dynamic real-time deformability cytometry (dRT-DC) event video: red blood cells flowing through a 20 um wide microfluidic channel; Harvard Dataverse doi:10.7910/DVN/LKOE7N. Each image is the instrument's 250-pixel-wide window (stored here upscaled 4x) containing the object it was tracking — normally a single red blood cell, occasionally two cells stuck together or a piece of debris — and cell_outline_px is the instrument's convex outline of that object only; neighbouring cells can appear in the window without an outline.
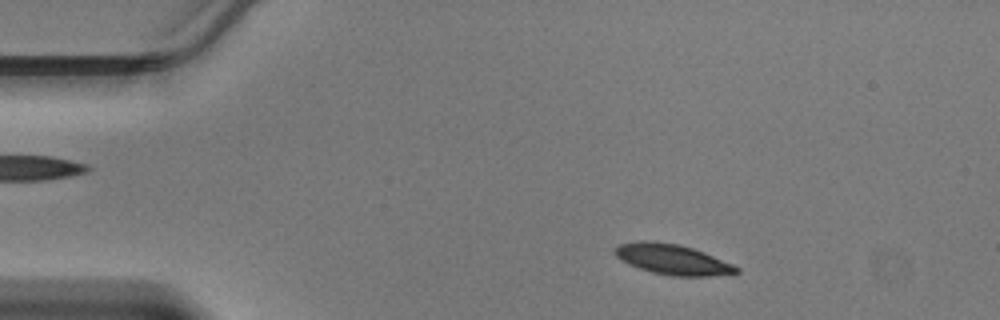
{"species": "Egyptian fruit bat (a non-hibernating species)", "species_latin": "Rousettus aegyptiacus", "temperature_condition": "warm", "stored_images_in_passage": 43, "camera_frame_rate_fps": 3000, "um_per_image_px": 0.085, "animal": {"sex": "male"}, "frame": {"image": 1, "passage_image": 5, "time_ms": 1.333, "image_size_px": [1000, 320], "cell_outline_px": [[740, 272], [708, 276], [672, 276], [652, 272], [640, 268], [616, 256], [612, 252], [612, 248], [620, 244], [640, 240], [644, 240], [680, 244], [704, 252], [732, 264], [740, 268]], "centroid_in_image_um": [57.15, 22.04], "position_along_channel_um": 27.9, "area_um2": 21.27}}
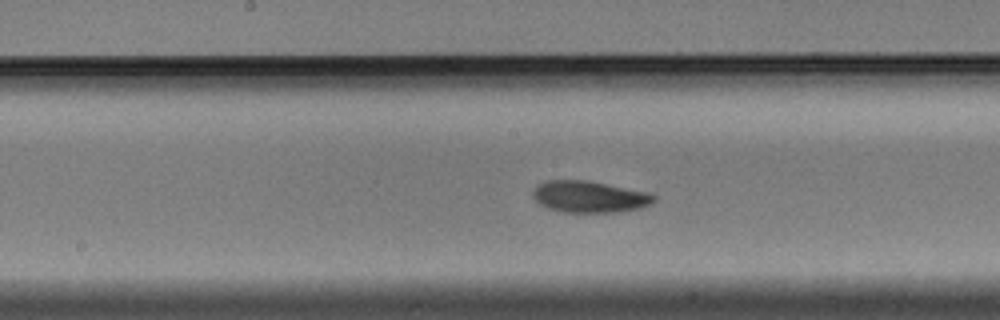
{"frame": {"image": 2, "passage_image": 21, "time_ms": 6.667, "image_size_px": [1000, 320], "cell_outline_px": [[656, 200], [652, 204], [640, 208], [616, 212], [560, 212], [548, 208], [540, 204], [532, 196], [532, 192], [536, 184], [548, 180], [588, 180], [648, 192], [656, 196]], "centroid_in_image_um": [50.09, 16.72], "position_along_channel_um": 198.1, "area_um2": 22.48}}
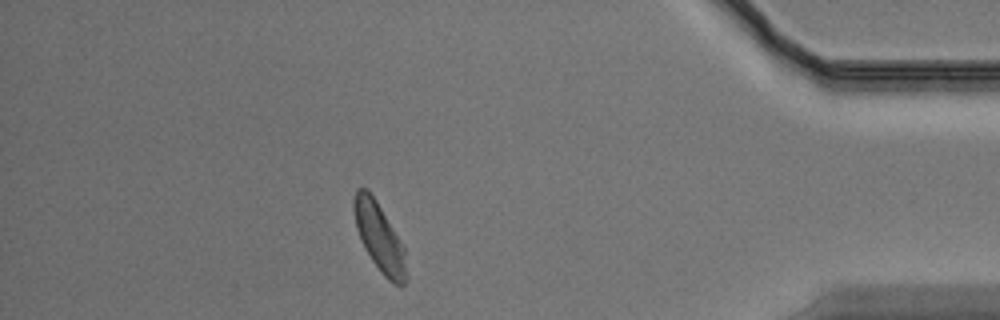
{"frame": {"image": 3, "passage_image": 38, "time_ms": 12.333, "image_size_px": [1000, 320], "cell_outline_px": [[408, 280], [400, 288], [388, 280], [380, 272], [364, 248], [360, 240], [356, 228], [352, 208], [352, 204], [356, 188], [368, 188], [376, 200], [404, 248]], "centroid_in_image_um": [32.23, 20.2], "position_along_channel_um": 403.0, "area_um2": 21.04}}